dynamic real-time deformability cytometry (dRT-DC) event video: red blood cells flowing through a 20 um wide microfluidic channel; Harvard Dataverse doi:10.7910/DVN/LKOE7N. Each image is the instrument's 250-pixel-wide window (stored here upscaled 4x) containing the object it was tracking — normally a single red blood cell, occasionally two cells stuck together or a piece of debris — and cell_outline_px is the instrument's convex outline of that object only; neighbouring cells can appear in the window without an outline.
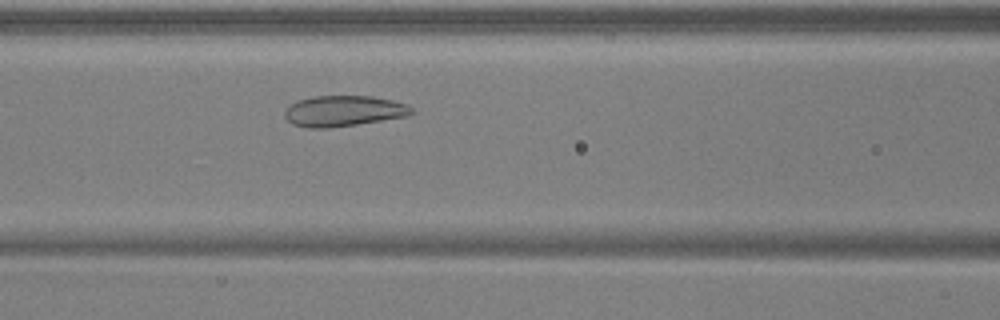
{"species": "common noctule bat (a hibernating species)", "species_latin": "Nyctalus noctula", "temperature_condition": "warm", "stored_images_in_passage": 41, "camera_frame_rate_fps": 3000, "um_per_image_px": 0.085, "animal": {"sex": "male", "body_mass_g": 17.9, "forearm_length_mm": 54.2}, "frame": {"image": 1, "passage_image": 12, "time_ms": 3.667, "image_size_px": [1000, 320], "cell_outline_px": [[416, 112], [408, 116], [356, 124], [328, 128], [308, 128], [292, 124], [284, 116], [284, 112], [292, 104], [300, 100], [312, 96], [372, 96], [392, 100], [404, 104], [412, 108]], "centroid_in_image_um": [29.22, 9.44], "position_along_channel_um": 137.4, "area_um2": 22.6}}
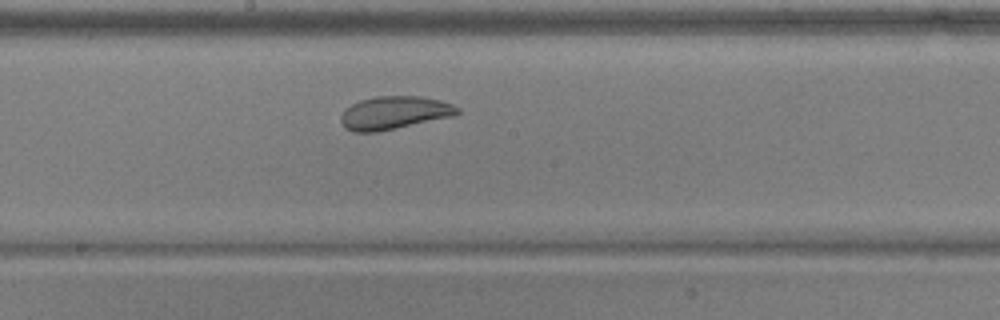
{"frame": {"image": 2, "passage_image": 18, "time_ms": 5.667, "image_size_px": [1000, 320], "cell_outline_px": [[460, 112], [452, 116], [376, 132], [352, 132], [344, 128], [340, 120], [340, 116], [344, 108], [360, 100], [376, 96], [420, 96], [440, 100], [452, 104], [460, 108]], "centroid_in_image_um": [33.46, 9.58], "position_along_channel_um": 214.7, "area_um2": 22.43}}
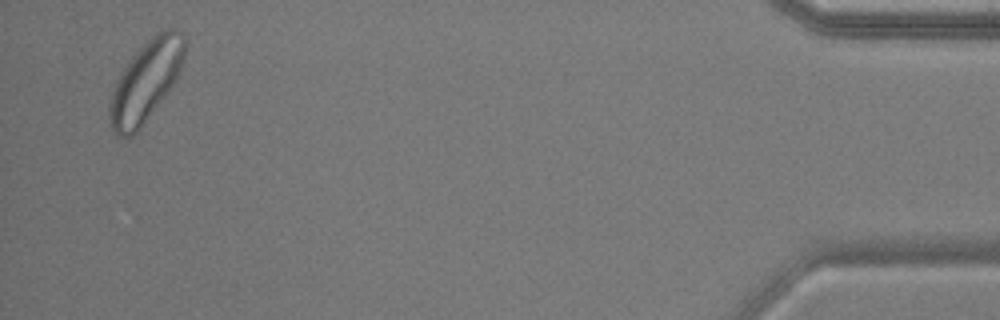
{"frame": {"image": 3, "passage_image": 40, "time_ms": 13.0, "image_size_px": [1000, 320], "cell_outline_px": [[184, 56], [176, 80], [144, 124], [132, 136], [120, 136], [112, 132], [108, 124], [108, 108], [112, 92], [116, 80], [132, 56], [156, 32], [164, 28], [176, 28], [184, 36]], "centroid_in_image_um": [12.37, 6.93], "position_along_channel_um": 422.8, "area_um2": 35.14}, "authors_computed_cell_mechanics": {"area_um2": 24.3916, "velocity_mm_per_s": 3.8764, "shape_relaxation_time_tau1_ms": 3.3101, "shape_relaxation_time_tau2_ms": 1.1543, "deformation_change_tau1": 0.1155, "deformation_change_tau2": 0.0581}}